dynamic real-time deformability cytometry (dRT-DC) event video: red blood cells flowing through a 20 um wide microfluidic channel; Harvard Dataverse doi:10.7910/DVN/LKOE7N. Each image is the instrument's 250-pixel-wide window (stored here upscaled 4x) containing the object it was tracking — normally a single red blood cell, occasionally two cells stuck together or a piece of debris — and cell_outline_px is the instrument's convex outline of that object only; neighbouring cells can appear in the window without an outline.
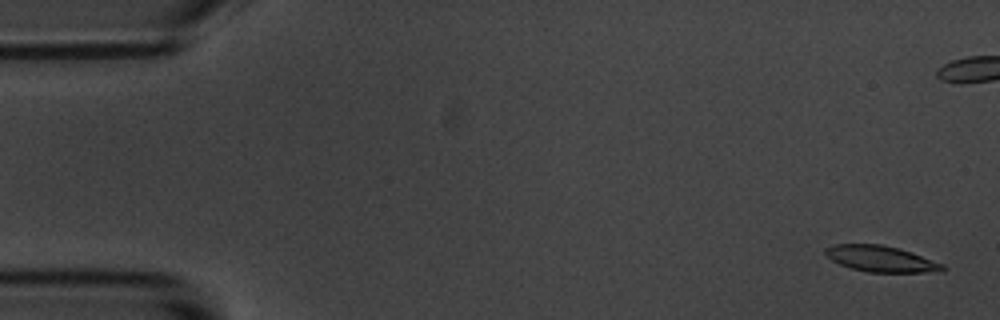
{"species": "common noctule bat (a hibernating species)", "species_latin": "Nyctalus noctula", "temperature_condition": "room temperature", "stored_images_in_passage": 4, "camera_frame_rate_fps": 3000, "um_per_image_px": 0.085, "animal": {"sex": "male", "body_mass_g": 20.1, "forearm_length_mm": 53.5}, "frame": {"image": 1, "passage_image": 1, "time_ms": 0.0, "image_size_px": [1000, 320], "cell_outline_px": [[948, 268], [940, 272], [868, 272], [852, 268], [840, 264], [832, 260], [824, 252], [824, 248], [836, 244], [880, 244], [912, 252], [944, 264]], "centroid_in_image_um": [74.92, 22.0], "position_along_channel_um": 10.1, "area_um2": 17.74}}